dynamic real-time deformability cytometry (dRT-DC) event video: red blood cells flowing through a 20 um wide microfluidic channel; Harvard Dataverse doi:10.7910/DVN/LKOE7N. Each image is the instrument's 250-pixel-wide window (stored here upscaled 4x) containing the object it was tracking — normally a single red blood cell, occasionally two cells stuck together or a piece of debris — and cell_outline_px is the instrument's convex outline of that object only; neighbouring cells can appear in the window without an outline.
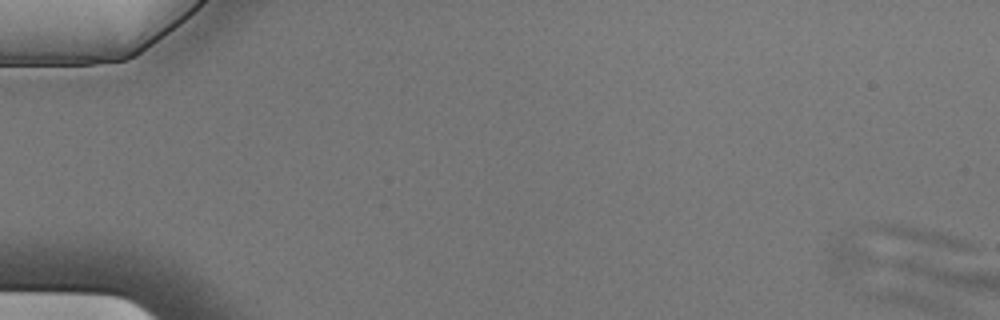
{"species": "Egyptian fruit bat (a non-hibernating species)", "species_latin": "Rousettus aegyptiacus", "temperature_condition": "cold", "stored_images_in_passage": 5, "camera_frame_rate_fps": 3000, "um_per_image_px": 0.085, "animal": {"sex": "male"}, "frame": {"image": 1, "passage_image": 1, "time_ms": 0.0, "image_size_px": [1000, 320], "cell_outline_px": [[972, 248], [836, 276], [828, 268], [828, 244], [848, 232], [868, 224], [896, 224], [924, 228], [940, 232], [964, 240], [972, 244]], "centroid_in_image_um": [75.46, 21.0], "position_along_channel_um": 9.5, "area_um2": 33.29}}